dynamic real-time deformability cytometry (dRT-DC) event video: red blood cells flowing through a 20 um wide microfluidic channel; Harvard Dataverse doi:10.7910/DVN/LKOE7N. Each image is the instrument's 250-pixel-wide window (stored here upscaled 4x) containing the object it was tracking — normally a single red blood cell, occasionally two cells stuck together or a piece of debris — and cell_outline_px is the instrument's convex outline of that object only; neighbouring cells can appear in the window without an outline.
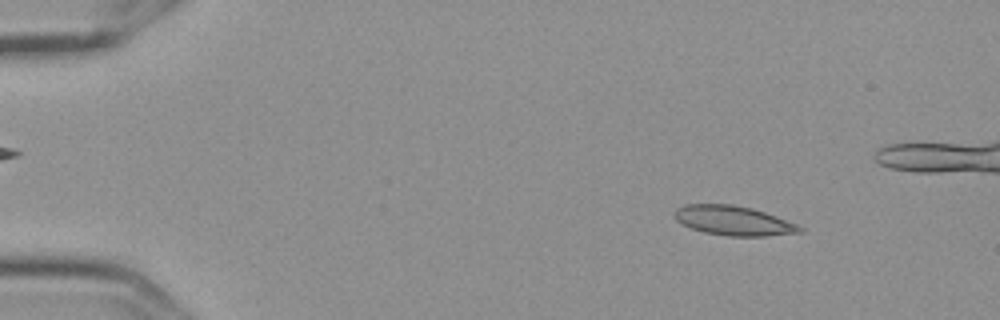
{"species": "Egyptian fruit bat (a non-hibernating species)", "species_latin": "Rousettus aegyptiacus", "temperature_condition": "cold", "stored_images_in_passage": 57, "camera_frame_rate_fps": 3000, "um_per_image_px": 0.085, "frame": {"image": 1, "passage_image": 7, "time_ms": 2.0, "image_size_px": [1000, 320], "cell_outline_px": [[804, 232], [764, 236], [728, 236], [704, 232], [692, 228], [676, 220], [672, 212], [676, 208], [684, 204], [732, 204], [752, 208], [776, 216], [796, 224], [804, 228]], "centroid_in_image_um": [62.33, 18.75], "position_along_channel_um": 22.7, "area_um2": 21.56}}
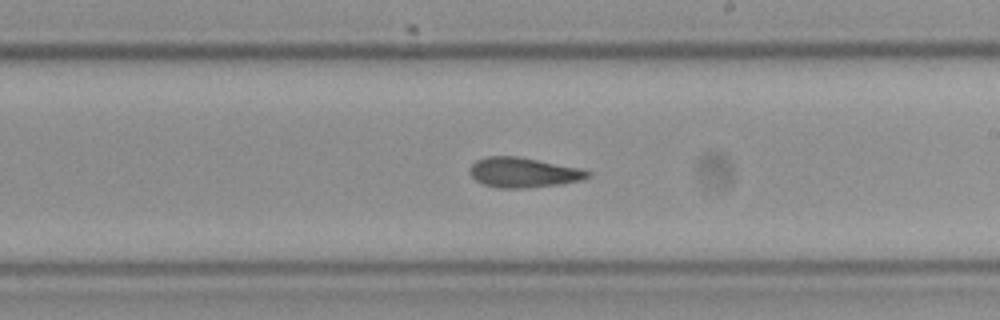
{"frame": {"image": 2, "passage_image": 33, "time_ms": 10.667, "image_size_px": [1000, 320], "cell_outline_px": [[592, 176], [584, 180], [560, 184], [524, 188], [500, 188], [484, 184], [476, 180], [472, 176], [472, 164], [476, 160], [488, 156], [516, 156], [580, 168], [592, 172]], "centroid_in_image_um": [44.55, 14.66], "position_along_channel_um": 244.4, "area_um2": 20.4}}
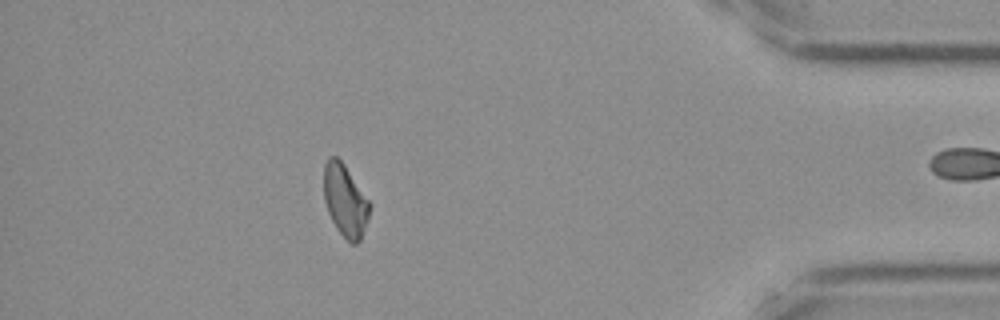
{"frame": {"image": 3, "passage_image": 50, "time_ms": 16.333, "image_size_px": [1000, 320], "cell_outline_px": [[372, 204], [368, 220], [360, 240], [356, 244], [352, 244], [336, 228], [328, 212], [324, 200], [324, 164], [328, 156], [336, 156], [344, 164]], "centroid_in_image_um": [29.35, 17.03], "position_along_channel_um": 405.9, "area_um2": 19.31}, "authors_computed_cell_mechanics": {"area_um2": 20.7502, "velocity_mm_per_s": 3.5942, "shape_relaxation_time_tau1_ms": null, "shape_relaxation_time_tau2_ms": 8.2853, "deformation_change_tau1": null, "deformation_change_tau2": 0.1361}}